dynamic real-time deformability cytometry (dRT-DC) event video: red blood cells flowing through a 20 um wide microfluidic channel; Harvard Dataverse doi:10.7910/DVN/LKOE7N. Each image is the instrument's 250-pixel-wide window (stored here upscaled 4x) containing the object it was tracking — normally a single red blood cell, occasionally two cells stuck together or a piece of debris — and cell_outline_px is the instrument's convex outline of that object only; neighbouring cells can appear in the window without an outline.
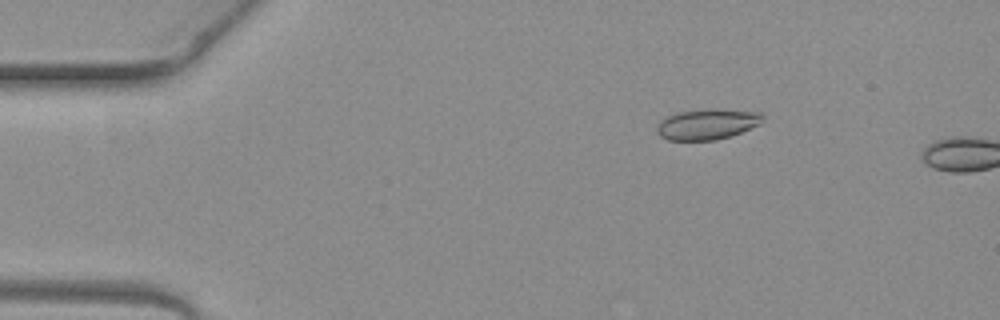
{"species": "common noctule bat (a hibernating species)", "species_latin": "Nyctalus noctula", "temperature_condition": "warm", "stored_images_in_passage": 3, "camera_frame_rate_fps": 3000, "um_per_image_px": 0.085, "animal": {"sex": "female", "body_mass_g": 19.3, "forearm_length_mm": 54.1}, "frame": {"image": 1, "passage_image": 2, "time_ms": 0.333, "image_size_px": [1000, 320], "cell_outline_px": [[764, 120], [760, 124], [732, 136], [716, 140], [668, 140], [660, 136], [656, 132], [656, 128], [660, 120], [668, 116], [680, 112], [716, 108], [764, 112]], "centroid_in_image_um": [60.16, 10.55], "position_along_channel_um": 24.8, "area_um2": 19.13}}